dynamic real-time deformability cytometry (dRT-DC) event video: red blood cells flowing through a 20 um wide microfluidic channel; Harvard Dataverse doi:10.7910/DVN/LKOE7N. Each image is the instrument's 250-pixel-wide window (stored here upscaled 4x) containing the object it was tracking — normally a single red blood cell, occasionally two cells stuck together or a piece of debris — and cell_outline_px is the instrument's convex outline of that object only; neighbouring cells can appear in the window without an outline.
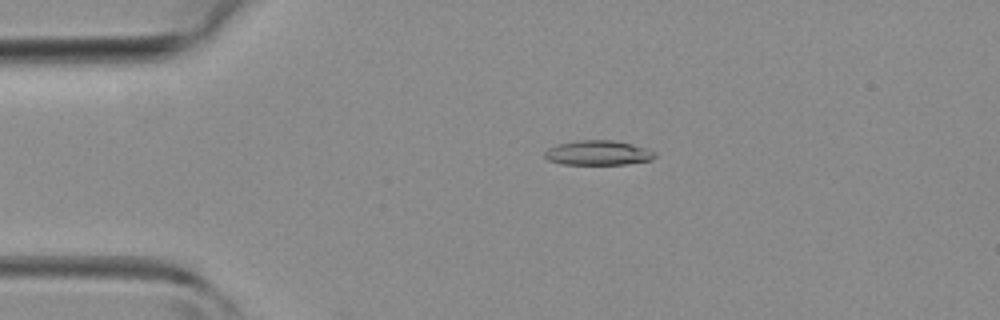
{"species": "common noctule bat (a hibernating species)", "species_latin": "Nyctalus noctula", "temperature_condition": "room temperature", "stored_images_in_passage": 34, "camera_frame_rate_fps": 3000, "um_per_image_px": 0.085, "animal": {"sex": "female", "body_mass_g": 19.3, "forearm_length_mm": 54.1}, "frame": {"image": 1, "passage_image": 4, "time_ms": 1.0, "image_size_px": [1000, 320], "cell_outline_px": [[656, 156], [652, 160], [624, 164], [564, 164], [548, 160], [544, 156], [544, 152], [548, 148], [556, 144], [576, 140], [612, 140], [632, 144], [656, 152]], "centroid_in_image_um": [50.82, 12.98], "position_along_channel_um": 34.2, "area_um2": 15.84}}
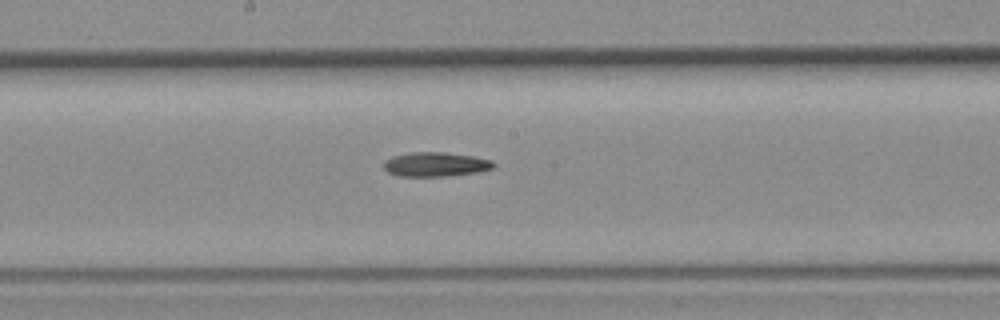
{"frame": {"image": 2, "passage_image": 18, "time_ms": 5.667, "image_size_px": [1000, 320], "cell_outline_px": [[496, 164], [492, 168], [476, 172], [448, 176], [400, 176], [388, 172], [384, 168], [384, 160], [392, 156], [412, 152], [444, 152], [472, 156], [492, 160]], "centroid_in_image_um": [37.01, 13.96], "position_along_channel_um": 211.2, "area_um2": 15.49}}
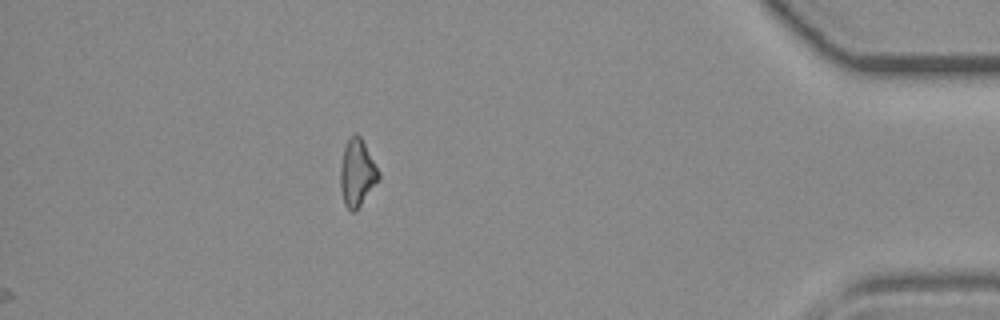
{"frame": {"image": 3, "passage_image": 34, "time_ms": 11.0, "image_size_px": [1000, 320], "cell_outline_px": [[380, 180], [360, 204], [352, 212], [344, 204], [340, 188], [340, 164], [344, 148], [348, 136], [352, 132], [356, 132], [360, 136], [380, 172]], "centroid_in_image_um": [30.34, 14.64], "position_along_channel_um": 404.9, "area_um2": 15.03}}